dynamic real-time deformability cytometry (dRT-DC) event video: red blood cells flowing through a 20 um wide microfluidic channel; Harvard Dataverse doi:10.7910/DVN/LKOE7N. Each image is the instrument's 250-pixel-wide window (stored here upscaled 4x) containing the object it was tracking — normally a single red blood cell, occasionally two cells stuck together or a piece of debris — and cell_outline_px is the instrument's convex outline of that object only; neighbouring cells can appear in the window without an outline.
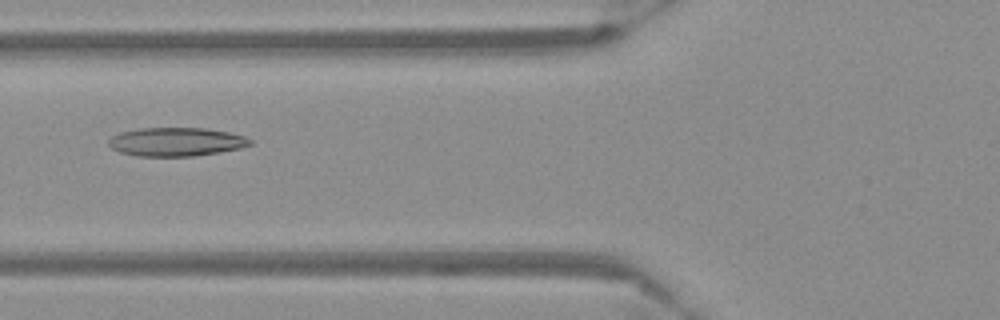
{"species": "Egyptian fruit bat (a non-hibernating species)", "species_latin": "Rousettus aegyptiacus", "temperature_condition": "warm", "stored_images_in_passage": 48, "camera_frame_rate_fps": 3000, "um_per_image_px": 0.085, "frame": {"image": 1, "passage_image": 15, "time_ms": 4.667, "image_size_px": [1000, 320], "cell_outline_px": [[252, 144], [240, 148], [220, 152], [196, 156], [136, 156], [120, 152], [112, 148], [108, 144], [108, 140], [112, 136], [120, 132], [140, 128], [204, 128], [228, 132], [244, 136], [252, 140]], "centroid_in_image_um": [14.97, 12.06], "position_along_channel_um": 110.8, "area_um2": 23.64}}
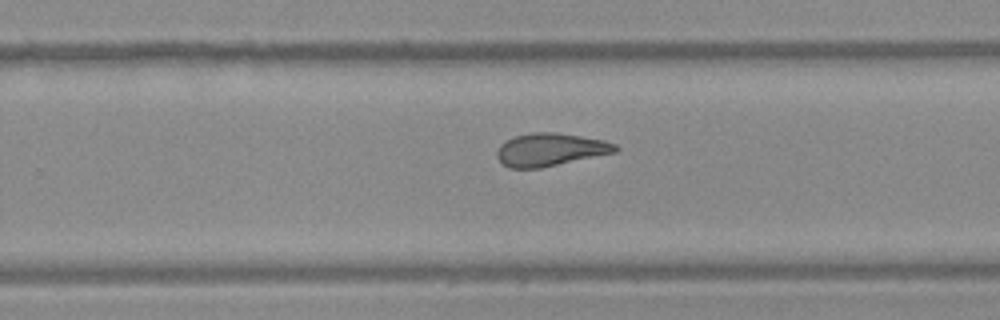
{"frame": {"image": 2, "passage_image": 29, "time_ms": 9.333, "image_size_px": [1000, 320], "cell_outline_px": [[620, 148], [616, 152], [540, 168], [508, 168], [496, 156], [496, 152], [500, 144], [516, 136], [532, 132], [556, 132], [604, 140], [616, 144]], "centroid_in_image_um": [46.78, 12.71], "position_along_channel_um": 283.0, "area_um2": 22.54}}
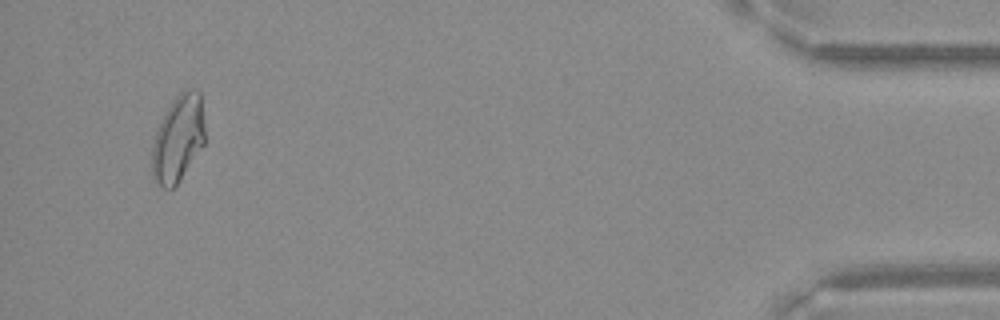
{"frame": {"image": 3, "passage_image": 46, "time_ms": 15.0, "image_size_px": [1000, 320], "cell_outline_px": [[204, 144], [176, 184], [172, 188], [160, 188], [156, 184], [152, 176], [152, 144], [156, 132], [172, 100], [180, 92], [188, 88], [196, 88], [200, 92], [204, 124]], "centroid_in_image_um": [15.13, 11.77], "position_along_channel_um": 420.1, "area_um2": 26.47}}